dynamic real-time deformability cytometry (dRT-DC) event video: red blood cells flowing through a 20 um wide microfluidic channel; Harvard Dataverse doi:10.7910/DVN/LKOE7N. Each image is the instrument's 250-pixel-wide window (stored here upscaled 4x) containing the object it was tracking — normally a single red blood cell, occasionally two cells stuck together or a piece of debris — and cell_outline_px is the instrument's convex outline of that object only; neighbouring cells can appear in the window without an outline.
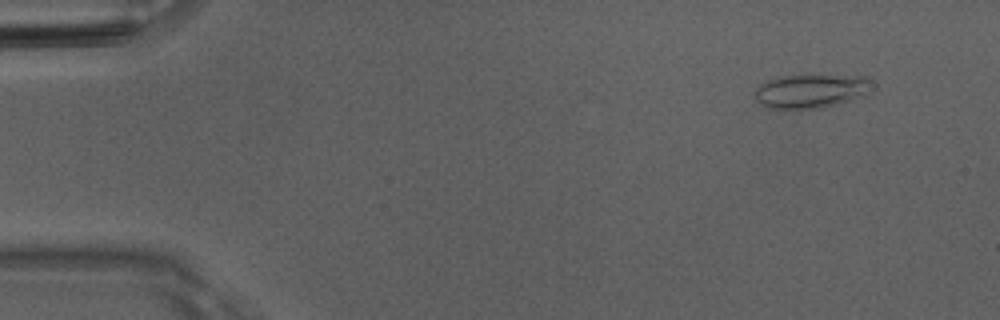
{"species": "Egyptian fruit bat (a non-hibernating species)", "species_latin": "Rousettus aegyptiacus", "temperature_condition": "room temperature", "stored_images_in_passage": 35, "camera_frame_rate_fps": 3000, "um_per_image_px": 0.085, "animal": {"sex": "male"}, "frame": {"image": 1, "passage_image": 5, "time_ms": 1.333, "image_size_px": [1000, 320], "cell_outline_px": [[872, 92], [836, 104], [820, 108], [768, 108], [760, 104], [756, 100], [752, 92], [760, 84], [768, 80], [780, 76], [868, 76]], "centroid_in_image_um": [68.88, 7.74], "position_along_channel_um": 16.1, "area_um2": 22.83}}